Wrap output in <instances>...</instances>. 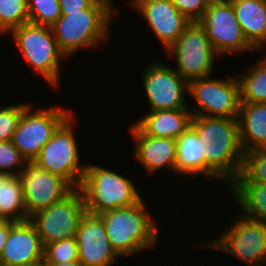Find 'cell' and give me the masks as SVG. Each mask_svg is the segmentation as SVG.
Listing matches in <instances>:
<instances>
[{
  "label": "cell",
  "instance_id": "1",
  "mask_svg": "<svg viewBox=\"0 0 266 266\" xmlns=\"http://www.w3.org/2000/svg\"><path fill=\"white\" fill-rule=\"evenodd\" d=\"M201 154L206 160V178H217L229 185L243 169L244 155L237 118L193 116Z\"/></svg>",
  "mask_w": 266,
  "mask_h": 266
},
{
  "label": "cell",
  "instance_id": "2",
  "mask_svg": "<svg viewBox=\"0 0 266 266\" xmlns=\"http://www.w3.org/2000/svg\"><path fill=\"white\" fill-rule=\"evenodd\" d=\"M113 0H96L90 7L74 13H61L51 26L60 50L68 58L81 48L99 46L108 41L112 18L116 14Z\"/></svg>",
  "mask_w": 266,
  "mask_h": 266
},
{
  "label": "cell",
  "instance_id": "3",
  "mask_svg": "<svg viewBox=\"0 0 266 266\" xmlns=\"http://www.w3.org/2000/svg\"><path fill=\"white\" fill-rule=\"evenodd\" d=\"M143 198L129 207L101 213L108 239L119 256L151 249L158 240V225L152 219Z\"/></svg>",
  "mask_w": 266,
  "mask_h": 266
},
{
  "label": "cell",
  "instance_id": "4",
  "mask_svg": "<svg viewBox=\"0 0 266 266\" xmlns=\"http://www.w3.org/2000/svg\"><path fill=\"white\" fill-rule=\"evenodd\" d=\"M136 188L129 178L94 164H87L79 187L86 211L95 215L138 203L143 197Z\"/></svg>",
  "mask_w": 266,
  "mask_h": 266
},
{
  "label": "cell",
  "instance_id": "5",
  "mask_svg": "<svg viewBox=\"0 0 266 266\" xmlns=\"http://www.w3.org/2000/svg\"><path fill=\"white\" fill-rule=\"evenodd\" d=\"M12 40L24 60L54 88L59 86L60 59L67 58L60 50L50 26L23 24L14 28Z\"/></svg>",
  "mask_w": 266,
  "mask_h": 266
},
{
  "label": "cell",
  "instance_id": "6",
  "mask_svg": "<svg viewBox=\"0 0 266 266\" xmlns=\"http://www.w3.org/2000/svg\"><path fill=\"white\" fill-rule=\"evenodd\" d=\"M74 112L58 127L52 138L41 148L34 160L44 170L66 179L74 188H79L86 170L80 163V154L75 138Z\"/></svg>",
  "mask_w": 266,
  "mask_h": 266
},
{
  "label": "cell",
  "instance_id": "7",
  "mask_svg": "<svg viewBox=\"0 0 266 266\" xmlns=\"http://www.w3.org/2000/svg\"><path fill=\"white\" fill-rule=\"evenodd\" d=\"M174 55L175 70L189 83L212 75L215 58H220L198 22H191L166 51Z\"/></svg>",
  "mask_w": 266,
  "mask_h": 266
},
{
  "label": "cell",
  "instance_id": "8",
  "mask_svg": "<svg viewBox=\"0 0 266 266\" xmlns=\"http://www.w3.org/2000/svg\"><path fill=\"white\" fill-rule=\"evenodd\" d=\"M211 77L188 83V94L198 105H189L192 116L238 118L240 85L237 76L225 79Z\"/></svg>",
  "mask_w": 266,
  "mask_h": 266
},
{
  "label": "cell",
  "instance_id": "9",
  "mask_svg": "<svg viewBox=\"0 0 266 266\" xmlns=\"http://www.w3.org/2000/svg\"><path fill=\"white\" fill-rule=\"evenodd\" d=\"M30 103L23 109L12 142L26 161H34L41 148L58 127L72 114L71 110L48 106L37 111ZM33 109V110H32Z\"/></svg>",
  "mask_w": 266,
  "mask_h": 266
},
{
  "label": "cell",
  "instance_id": "10",
  "mask_svg": "<svg viewBox=\"0 0 266 266\" xmlns=\"http://www.w3.org/2000/svg\"><path fill=\"white\" fill-rule=\"evenodd\" d=\"M203 244L235 256L245 266L266 265V224L242 215L235 218L227 231H221L219 237Z\"/></svg>",
  "mask_w": 266,
  "mask_h": 266
},
{
  "label": "cell",
  "instance_id": "11",
  "mask_svg": "<svg viewBox=\"0 0 266 266\" xmlns=\"http://www.w3.org/2000/svg\"><path fill=\"white\" fill-rule=\"evenodd\" d=\"M198 23L219 56L256 50L245 38L229 0L210 2Z\"/></svg>",
  "mask_w": 266,
  "mask_h": 266
},
{
  "label": "cell",
  "instance_id": "12",
  "mask_svg": "<svg viewBox=\"0 0 266 266\" xmlns=\"http://www.w3.org/2000/svg\"><path fill=\"white\" fill-rule=\"evenodd\" d=\"M85 213L83 194L79 188H75L64 199L36 212L29 220L35 225L45 246L50 242L75 237Z\"/></svg>",
  "mask_w": 266,
  "mask_h": 266
},
{
  "label": "cell",
  "instance_id": "13",
  "mask_svg": "<svg viewBox=\"0 0 266 266\" xmlns=\"http://www.w3.org/2000/svg\"><path fill=\"white\" fill-rule=\"evenodd\" d=\"M18 177L29 218L61 201L75 189L66 179L44 170L34 161H26Z\"/></svg>",
  "mask_w": 266,
  "mask_h": 266
},
{
  "label": "cell",
  "instance_id": "14",
  "mask_svg": "<svg viewBox=\"0 0 266 266\" xmlns=\"http://www.w3.org/2000/svg\"><path fill=\"white\" fill-rule=\"evenodd\" d=\"M143 69L142 82L149 111L189 109L186 101L188 82L175 70L160 61Z\"/></svg>",
  "mask_w": 266,
  "mask_h": 266
},
{
  "label": "cell",
  "instance_id": "15",
  "mask_svg": "<svg viewBox=\"0 0 266 266\" xmlns=\"http://www.w3.org/2000/svg\"><path fill=\"white\" fill-rule=\"evenodd\" d=\"M147 21L154 36L167 51L191 23L172 3V0H130L128 1Z\"/></svg>",
  "mask_w": 266,
  "mask_h": 266
},
{
  "label": "cell",
  "instance_id": "16",
  "mask_svg": "<svg viewBox=\"0 0 266 266\" xmlns=\"http://www.w3.org/2000/svg\"><path fill=\"white\" fill-rule=\"evenodd\" d=\"M75 238L78 258L84 266H111L120 257L110 244L99 215L86 211L79 222Z\"/></svg>",
  "mask_w": 266,
  "mask_h": 266
},
{
  "label": "cell",
  "instance_id": "17",
  "mask_svg": "<svg viewBox=\"0 0 266 266\" xmlns=\"http://www.w3.org/2000/svg\"><path fill=\"white\" fill-rule=\"evenodd\" d=\"M44 248L35 225L30 221L17 222L0 256V266L27 265L44 259Z\"/></svg>",
  "mask_w": 266,
  "mask_h": 266
},
{
  "label": "cell",
  "instance_id": "18",
  "mask_svg": "<svg viewBox=\"0 0 266 266\" xmlns=\"http://www.w3.org/2000/svg\"><path fill=\"white\" fill-rule=\"evenodd\" d=\"M129 129L135 140L134 158L145 167L148 174L161 169L175 171L176 139L145 135L134 123Z\"/></svg>",
  "mask_w": 266,
  "mask_h": 266
},
{
  "label": "cell",
  "instance_id": "19",
  "mask_svg": "<svg viewBox=\"0 0 266 266\" xmlns=\"http://www.w3.org/2000/svg\"><path fill=\"white\" fill-rule=\"evenodd\" d=\"M189 109L149 111L133 122L145 135L176 139L192 121Z\"/></svg>",
  "mask_w": 266,
  "mask_h": 266
},
{
  "label": "cell",
  "instance_id": "20",
  "mask_svg": "<svg viewBox=\"0 0 266 266\" xmlns=\"http://www.w3.org/2000/svg\"><path fill=\"white\" fill-rule=\"evenodd\" d=\"M240 215L266 224V184L251 181L243 172L229 185Z\"/></svg>",
  "mask_w": 266,
  "mask_h": 266
},
{
  "label": "cell",
  "instance_id": "21",
  "mask_svg": "<svg viewBox=\"0 0 266 266\" xmlns=\"http://www.w3.org/2000/svg\"><path fill=\"white\" fill-rule=\"evenodd\" d=\"M237 119L243 152L266 148V103L240 102Z\"/></svg>",
  "mask_w": 266,
  "mask_h": 266
},
{
  "label": "cell",
  "instance_id": "22",
  "mask_svg": "<svg viewBox=\"0 0 266 266\" xmlns=\"http://www.w3.org/2000/svg\"><path fill=\"white\" fill-rule=\"evenodd\" d=\"M247 41L257 50L266 46V0H229Z\"/></svg>",
  "mask_w": 266,
  "mask_h": 266
},
{
  "label": "cell",
  "instance_id": "23",
  "mask_svg": "<svg viewBox=\"0 0 266 266\" xmlns=\"http://www.w3.org/2000/svg\"><path fill=\"white\" fill-rule=\"evenodd\" d=\"M175 172L183 176H202L206 179V160L201 154L196 130L190 125L176 138Z\"/></svg>",
  "mask_w": 266,
  "mask_h": 266
},
{
  "label": "cell",
  "instance_id": "24",
  "mask_svg": "<svg viewBox=\"0 0 266 266\" xmlns=\"http://www.w3.org/2000/svg\"><path fill=\"white\" fill-rule=\"evenodd\" d=\"M0 219L22 222L26 214L23 189L18 176L0 174Z\"/></svg>",
  "mask_w": 266,
  "mask_h": 266
},
{
  "label": "cell",
  "instance_id": "25",
  "mask_svg": "<svg viewBox=\"0 0 266 266\" xmlns=\"http://www.w3.org/2000/svg\"><path fill=\"white\" fill-rule=\"evenodd\" d=\"M238 74L240 102L266 103V53L257 63Z\"/></svg>",
  "mask_w": 266,
  "mask_h": 266
},
{
  "label": "cell",
  "instance_id": "26",
  "mask_svg": "<svg viewBox=\"0 0 266 266\" xmlns=\"http://www.w3.org/2000/svg\"><path fill=\"white\" fill-rule=\"evenodd\" d=\"M29 23L27 0H0V34Z\"/></svg>",
  "mask_w": 266,
  "mask_h": 266
},
{
  "label": "cell",
  "instance_id": "27",
  "mask_svg": "<svg viewBox=\"0 0 266 266\" xmlns=\"http://www.w3.org/2000/svg\"><path fill=\"white\" fill-rule=\"evenodd\" d=\"M29 23L52 26L61 16L59 0H27Z\"/></svg>",
  "mask_w": 266,
  "mask_h": 266
},
{
  "label": "cell",
  "instance_id": "28",
  "mask_svg": "<svg viewBox=\"0 0 266 266\" xmlns=\"http://www.w3.org/2000/svg\"><path fill=\"white\" fill-rule=\"evenodd\" d=\"M79 260L75 237L50 242L44 248L45 263H68Z\"/></svg>",
  "mask_w": 266,
  "mask_h": 266
},
{
  "label": "cell",
  "instance_id": "29",
  "mask_svg": "<svg viewBox=\"0 0 266 266\" xmlns=\"http://www.w3.org/2000/svg\"><path fill=\"white\" fill-rule=\"evenodd\" d=\"M242 172L251 181L266 184V148L246 152Z\"/></svg>",
  "mask_w": 266,
  "mask_h": 266
},
{
  "label": "cell",
  "instance_id": "30",
  "mask_svg": "<svg viewBox=\"0 0 266 266\" xmlns=\"http://www.w3.org/2000/svg\"><path fill=\"white\" fill-rule=\"evenodd\" d=\"M25 163L26 160L12 140L0 142V174L18 176L24 169Z\"/></svg>",
  "mask_w": 266,
  "mask_h": 266
},
{
  "label": "cell",
  "instance_id": "31",
  "mask_svg": "<svg viewBox=\"0 0 266 266\" xmlns=\"http://www.w3.org/2000/svg\"><path fill=\"white\" fill-rule=\"evenodd\" d=\"M7 105L0 107V142L12 140L23 109L29 104Z\"/></svg>",
  "mask_w": 266,
  "mask_h": 266
},
{
  "label": "cell",
  "instance_id": "32",
  "mask_svg": "<svg viewBox=\"0 0 266 266\" xmlns=\"http://www.w3.org/2000/svg\"><path fill=\"white\" fill-rule=\"evenodd\" d=\"M176 9L191 22H198L204 15L209 0H172Z\"/></svg>",
  "mask_w": 266,
  "mask_h": 266
},
{
  "label": "cell",
  "instance_id": "33",
  "mask_svg": "<svg viewBox=\"0 0 266 266\" xmlns=\"http://www.w3.org/2000/svg\"><path fill=\"white\" fill-rule=\"evenodd\" d=\"M96 0H59L61 13L79 12L90 7Z\"/></svg>",
  "mask_w": 266,
  "mask_h": 266
},
{
  "label": "cell",
  "instance_id": "34",
  "mask_svg": "<svg viewBox=\"0 0 266 266\" xmlns=\"http://www.w3.org/2000/svg\"><path fill=\"white\" fill-rule=\"evenodd\" d=\"M16 223V221H4L0 219V256L3 253L10 230Z\"/></svg>",
  "mask_w": 266,
  "mask_h": 266
},
{
  "label": "cell",
  "instance_id": "35",
  "mask_svg": "<svg viewBox=\"0 0 266 266\" xmlns=\"http://www.w3.org/2000/svg\"><path fill=\"white\" fill-rule=\"evenodd\" d=\"M46 266H84L79 260L68 263H45Z\"/></svg>",
  "mask_w": 266,
  "mask_h": 266
},
{
  "label": "cell",
  "instance_id": "36",
  "mask_svg": "<svg viewBox=\"0 0 266 266\" xmlns=\"http://www.w3.org/2000/svg\"><path fill=\"white\" fill-rule=\"evenodd\" d=\"M17 266H46L44 259L31 263V264H27V265H17Z\"/></svg>",
  "mask_w": 266,
  "mask_h": 266
},
{
  "label": "cell",
  "instance_id": "37",
  "mask_svg": "<svg viewBox=\"0 0 266 266\" xmlns=\"http://www.w3.org/2000/svg\"><path fill=\"white\" fill-rule=\"evenodd\" d=\"M210 2L227 1V0H209Z\"/></svg>",
  "mask_w": 266,
  "mask_h": 266
}]
</instances>
